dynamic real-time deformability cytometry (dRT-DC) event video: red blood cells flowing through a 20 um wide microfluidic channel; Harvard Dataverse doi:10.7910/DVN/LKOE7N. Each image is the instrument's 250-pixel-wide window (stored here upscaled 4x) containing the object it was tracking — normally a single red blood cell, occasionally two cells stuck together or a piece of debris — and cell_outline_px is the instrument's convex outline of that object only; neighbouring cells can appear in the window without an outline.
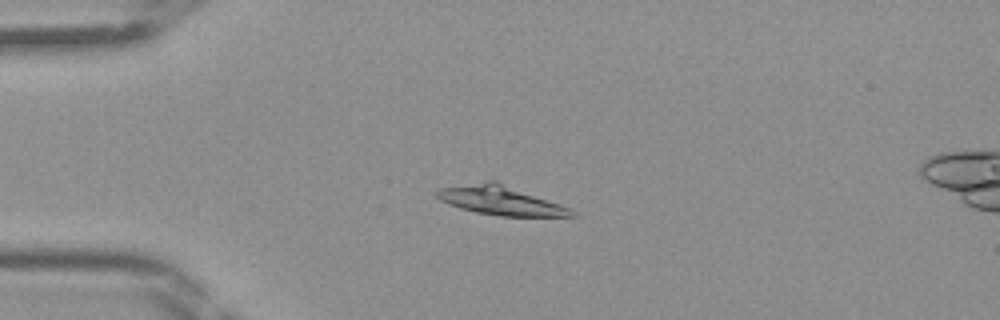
{"species": "Egyptian fruit bat (a non-hibernating species)", "species_latin": "Rousettus aegyptiacus", "temperature_condition": "room temperature", "stored_images_in_passage": 41, "camera_frame_rate_fps": 3000, "um_per_image_px": 0.085, "frame": {"image": 1, "passage_image": 8, "time_ms": 2.333, "image_size_px": [1000, 320], "cell_outline_px": [[576, 216], [500, 216], [476, 212], [460, 208], [448, 204], [440, 200], [436, 196], [436, 192], [440, 188], [488, 180], [496, 180], [560, 204], [576, 212]], "centroid_in_image_um": [42.53, 17.03], "position_along_channel_um": 42.5, "area_um2": 22.72}}
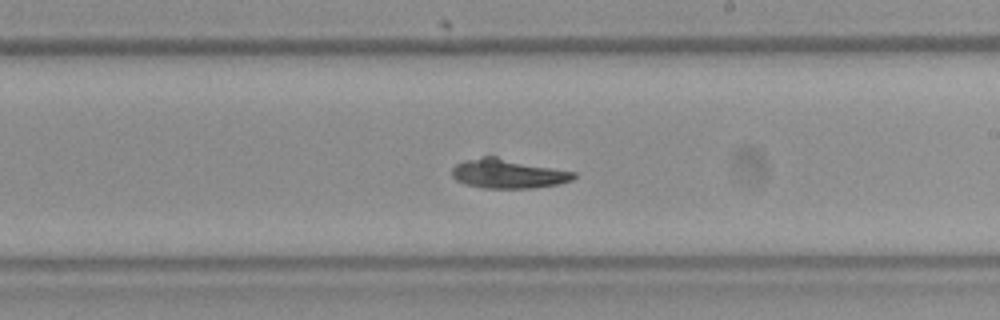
{"frame": {"image": 2, "passage_image": 23, "time_ms": 7.333, "image_size_px": [1000, 320], "cell_outline_px": [[576, 176], [572, 180], [556, 184], [532, 188], [484, 188], [464, 184], [456, 180], [452, 176], [452, 168], [456, 164], [464, 160], [480, 156], [496, 156], [576, 172]], "centroid_in_image_um": [43.15, 14.75], "position_along_channel_um": 245.8, "area_um2": 20.92}}
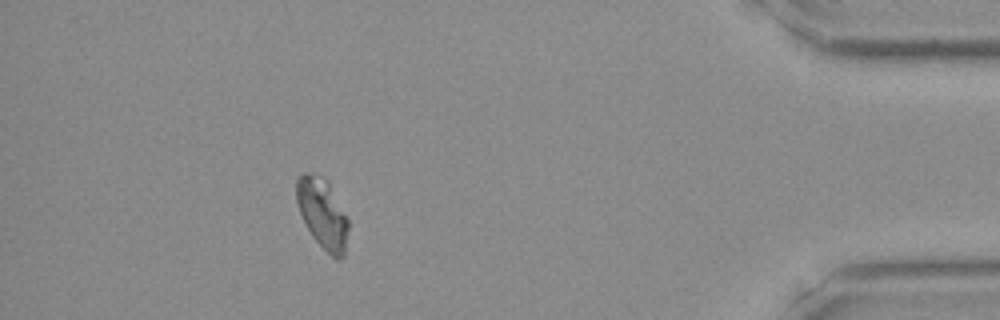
{"frame": {"image": 3, "passage_image": 37, "time_ms": 12.0, "image_size_px": [1000, 320], "cell_outline_px": [[348, 228], [344, 256], [340, 260], [336, 260], [312, 236], [300, 212], [296, 200], [296, 180], [304, 172], [316, 172], [324, 176], [328, 180], [348, 216]], "centroid_in_image_um": [27.43, 18.08], "position_along_channel_um": 407.8, "area_um2": 21.44}}